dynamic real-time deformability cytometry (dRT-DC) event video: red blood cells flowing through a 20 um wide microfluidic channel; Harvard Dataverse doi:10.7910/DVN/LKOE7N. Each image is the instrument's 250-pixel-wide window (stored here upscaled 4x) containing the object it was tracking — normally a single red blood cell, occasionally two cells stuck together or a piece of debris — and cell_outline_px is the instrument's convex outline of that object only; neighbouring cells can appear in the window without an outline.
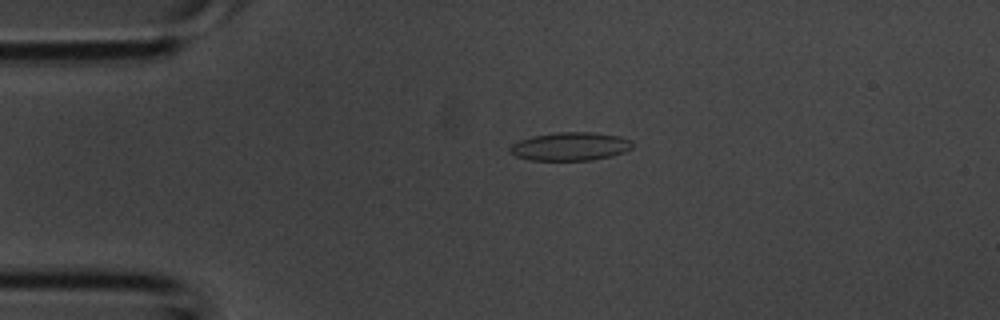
{"species": "common noctule bat (a hibernating species)", "species_latin": "Nyctalus noctula", "temperature_condition": "room temperature", "stored_images_in_passage": 38, "camera_frame_rate_fps": 3000, "um_per_image_px": 0.085, "animal": {"sex": "male", "body_mass_g": 20.1, "forearm_length_mm": 53.5}, "frame": {"image": 1, "passage_image": 8, "time_ms": 2.333, "image_size_px": [1000, 320], "cell_outline_px": [[632, 148], [624, 152], [612, 156], [592, 160], [532, 160], [516, 156], [508, 148], [512, 144], [520, 140], [532, 136], [556, 132], [592, 132], [620, 136], [632, 140]], "centroid_in_image_um": [48.5, 12.44], "position_along_channel_um": 36.5, "area_um2": 20.23}}
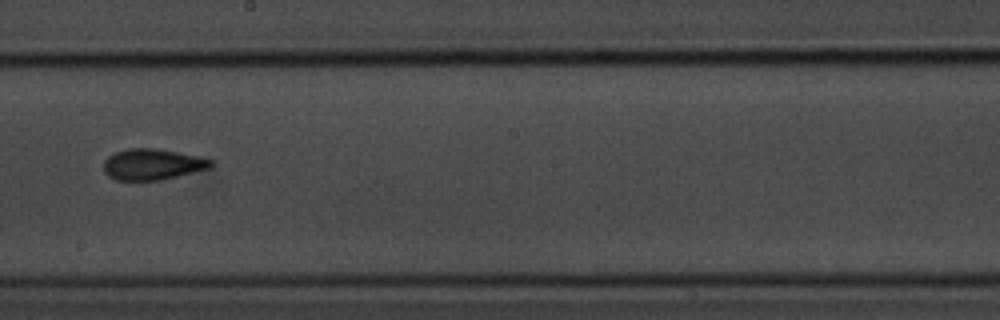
{"frame": {"image": 2, "passage_image": 21, "time_ms": 6.667, "image_size_px": [1000, 320], "cell_outline_px": [[216, 164], [212, 168], [160, 180], [116, 180], [108, 176], [104, 172], [104, 160], [108, 156], [116, 152], [128, 148], [156, 148], [200, 156], [212, 160]], "centroid_in_image_um": [12.99, 13.96], "position_along_channel_um": 235.2, "area_um2": 19.59}}
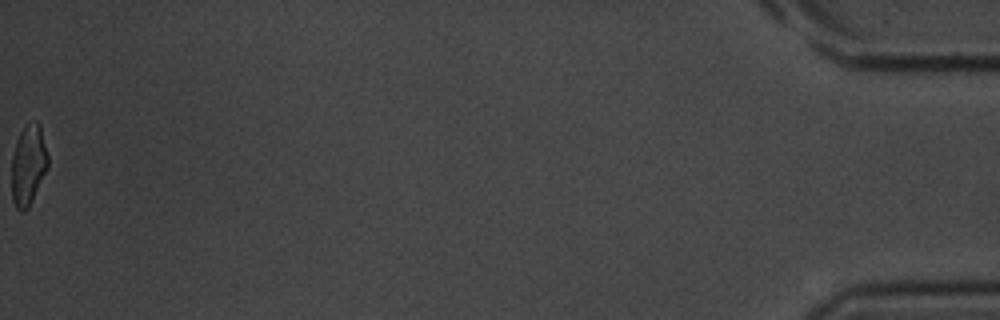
{"frame": {"image": 3, "passage_image": 38, "time_ms": 12.333, "image_size_px": [1000, 320], "cell_outline_px": [[48, 168], [28, 208], [24, 212], [20, 212], [16, 208], [12, 200], [12, 156], [16, 140], [20, 132], [24, 128], [36, 120], [40, 124], [48, 156]], "centroid_in_image_um": [2.41, 14.05], "position_along_channel_um": 432.8, "area_um2": 16.99}}